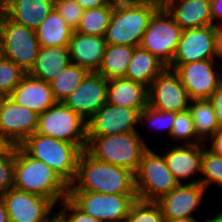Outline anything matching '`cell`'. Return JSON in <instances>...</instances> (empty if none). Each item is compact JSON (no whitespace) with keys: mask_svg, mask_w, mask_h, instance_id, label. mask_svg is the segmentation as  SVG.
Here are the masks:
<instances>
[{"mask_svg":"<svg viewBox=\"0 0 222 222\" xmlns=\"http://www.w3.org/2000/svg\"><path fill=\"white\" fill-rule=\"evenodd\" d=\"M19 146L29 156L47 164L69 185L74 181L82 152L75 144L34 133Z\"/></svg>","mask_w":222,"mask_h":222,"instance_id":"obj_5","label":"cell"},{"mask_svg":"<svg viewBox=\"0 0 222 222\" xmlns=\"http://www.w3.org/2000/svg\"><path fill=\"white\" fill-rule=\"evenodd\" d=\"M71 64L69 46H40L29 76L49 83Z\"/></svg>","mask_w":222,"mask_h":222,"instance_id":"obj_25","label":"cell"},{"mask_svg":"<svg viewBox=\"0 0 222 222\" xmlns=\"http://www.w3.org/2000/svg\"><path fill=\"white\" fill-rule=\"evenodd\" d=\"M36 133L75 144L86 150L87 121L62 102H57L38 116Z\"/></svg>","mask_w":222,"mask_h":222,"instance_id":"obj_6","label":"cell"},{"mask_svg":"<svg viewBox=\"0 0 222 222\" xmlns=\"http://www.w3.org/2000/svg\"><path fill=\"white\" fill-rule=\"evenodd\" d=\"M0 222H10L6 205L0 196Z\"/></svg>","mask_w":222,"mask_h":222,"instance_id":"obj_46","label":"cell"},{"mask_svg":"<svg viewBox=\"0 0 222 222\" xmlns=\"http://www.w3.org/2000/svg\"><path fill=\"white\" fill-rule=\"evenodd\" d=\"M142 110L105 103L87 121V136H109L138 131L136 126L140 125Z\"/></svg>","mask_w":222,"mask_h":222,"instance_id":"obj_15","label":"cell"},{"mask_svg":"<svg viewBox=\"0 0 222 222\" xmlns=\"http://www.w3.org/2000/svg\"><path fill=\"white\" fill-rule=\"evenodd\" d=\"M78 209L99 222H125L137 194H106L68 191L67 197Z\"/></svg>","mask_w":222,"mask_h":222,"instance_id":"obj_9","label":"cell"},{"mask_svg":"<svg viewBox=\"0 0 222 222\" xmlns=\"http://www.w3.org/2000/svg\"><path fill=\"white\" fill-rule=\"evenodd\" d=\"M211 11L214 26L218 27L222 24V1H211ZM219 20H221V23H219Z\"/></svg>","mask_w":222,"mask_h":222,"instance_id":"obj_42","label":"cell"},{"mask_svg":"<svg viewBox=\"0 0 222 222\" xmlns=\"http://www.w3.org/2000/svg\"><path fill=\"white\" fill-rule=\"evenodd\" d=\"M13 144L0 132V154L5 153Z\"/></svg>","mask_w":222,"mask_h":222,"instance_id":"obj_45","label":"cell"},{"mask_svg":"<svg viewBox=\"0 0 222 222\" xmlns=\"http://www.w3.org/2000/svg\"><path fill=\"white\" fill-rule=\"evenodd\" d=\"M2 13H3V3L2 0H0V17Z\"/></svg>","mask_w":222,"mask_h":222,"instance_id":"obj_49","label":"cell"},{"mask_svg":"<svg viewBox=\"0 0 222 222\" xmlns=\"http://www.w3.org/2000/svg\"><path fill=\"white\" fill-rule=\"evenodd\" d=\"M68 191L136 194L135 176L132 171L96 160L83 150L78 158L76 177Z\"/></svg>","mask_w":222,"mask_h":222,"instance_id":"obj_1","label":"cell"},{"mask_svg":"<svg viewBox=\"0 0 222 222\" xmlns=\"http://www.w3.org/2000/svg\"><path fill=\"white\" fill-rule=\"evenodd\" d=\"M14 145L0 154V195L14 187Z\"/></svg>","mask_w":222,"mask_h":222,"instance_id":"obj_37","label":"cell"},{"mask_svg":"<svg viewBox=\"0 0 222 222\" xmlns=\"http://www.w3.org/2000/svg\"><path fill=\"white\" fill-rule=\"evenodd\" d=\"M54 8L73 30L78 27L84 9L76 0H54Z\"/></svg>","mask_w":222,"mask_h":222,"instance_id":"obj_38","label":"cell"},{"mask_svg":"<svg viewBox=\"0 0 222 222\" xmlns=\"http://www.w3.org/2000/svg\"><path fill=\"white\" fill-rule=\"evenodd\" d=\"M36 112L13 102L9 97H0V132L15 146L36 133Z\"/></svg>","mask_w":222,"mask_h":222,"instance_id":"obj_17","label":"cell"},{"mask_svg":"<svg viewBox=\"0 0 222 222\" xmlns=\"http://www.w3.org/2000/svg\"><path fill=\"white\" fill-rule=\"evenodd\" d=\"M13 102L42 114L57 103L50 84L26 74L8 96Z\"/></svg>","mask_w":222,"mask_h":222,"instance_id":"obj_19","label":"cell"},{"mask_svg":"<svg viewBox=\"0 0 222 222\" xmlns=\"http://www.w3.org/2000/svg\"><path fill=\"white\" fill-rule=\"evenodd\" d=\"M108 80L89 72L78 87L62 102L88 121L107 101Z\"/></svg>","mask_w":222,"mask_h":222,"instance_id":"obj_16","label":"cell"},{"mask_svg":"<svg viewBox=\"0 0 222 222\" xmlns=\"http://www.w3.org/2000/svg\"><path fill=\"white\" fill-rule=\"evenodd\" d=\"M27 73L0 55V97H8Z\"/></svg>","mask_w":222,"mask_h":222,"instance_id":"obj_34","label":"cell"},{"mask_svg":"<svg viewBox=\"0 0 222 222\" xmlns=\"http://www.w3.org/2000/svg\"><path fill=\"white\" fill-rule=\"evenodd\" d=\"M206 188L201 183L179 184L169 193L160 197L156 203L160 206L164 220L181 217H193L204 198Z\"/></svg>","mask_w":222,"mask_h":222,"instance_id":"obj_18","label":"cell"},{"mask_svg":"<svg viewBox=\"0 0 222 222\" xmlns=\"http://www.w3.org/2000/svg\"><path fill=\"white\" fill-rule=\"evenodd\" d=\"M52 222H59L56 218Z\"/></svg>","mask_w":222,"mask_h":222,"instance_id":"obj_50","label":"cell"},{"mask_svg":"<svg viewBox=\"0 0 222 222\" xmlns=\"http://www.w3.org/2000/svg\"><path fill=\"white\" fill-rule=\"evenodd\" d=\"M111 1L112 0H76L84 10L105 6Z\"/></svg>","mask_w":222,"mask_h":222,"instance_id":"obj_43","label":"cell"},{"mask_svg":"<svg viewBox=\"0 0 222 222\" xmlns=\"http://www.w3.org/2000/svg\"><path fill=\"white\" fill-rule=\"evenodd\" d=\"M164 222H197V220L194 217H181L172 220H164Z\"/></svg>","mask_w":222,"mask_h":222,"instance_id":"obj_47","label":"cell"},{"mask_svg":"<svg viewBox=\"0 0 222 222\" xmlns=\"http://www.w3.org/2000/svg\"><path fill=\"white\" fill-rule=\"evenodd\" d=\"M134 49V46L107 45L97 73L107 80L125 77Z\"/></svg>","mask_w":222,"mask_h":222,"instance_id":"obj_28","label":"cell"},{"mask_svg":"<svg viewBox=\"0 0 222 222\" xmlns=\"http://www.w3.org/2000/svg\"><path fill=\"white\" fill-rule=\"evenodd\" d=\"M125 222H164V218L155 201L137 199L132 204Z\"/></svg>","mask_w":222,"mask_h":222,"instance_id":"obj_35","label":"cell"},{"mask_svg":"<svg viewBox=\"0 0 222 222\" xmlns=\"http://www.w3.org/2000/svg\"><path fill=\"white\" fill-rule=\"evenodd\" d=\"M210 140V151H212L215 155L222 158V128H219L209 139Z\"/></svg>","mask_w":222,"mask_h":222,"instance_id":"obj_41","label":"cell"},{"mask_svg":"<svg viewBox=\"0 0 222 222\" xmlns=\"http://www.w3.org/2000/svg\"><path fill=\"white\" fill-rule=\"evenodd\" d=\"M205 222H222V211L216 212L214 217L205 219Z\"/></svg>","mask_w":222,"mask_h":222,"instance_id":"obj_48","label":"cell"},{"mask_svg":"<svg viewBox=\"0 0 222 222\" xmlns=\"http://www.w3.org/2000/svg\"><path fill=\"white\" fill-rule=\"evenodd\" d=\"M3 13L17 24L36 30L54 8V0H2Z\"/></svg>","mask_w":222,"mask_h":222,"instance_id":"obj_23","label":"cell"},{"mask_svg":"<svg viewBox=\"0 0 222 222\" xmlns=\"http://www.w3.org/2000/svg\"><path fill=\"white\" fill-rule=\"evenodd\" d=\"M217 57L222 60V24L217 28Z\"/></svg>","mask_w":222,"mask_h":222,"instance_id":"obj_44","label":"cell"},{"mask_svg":"<svg viewBox=\"0 0 222 222\" xmlns=\"http://www.w3.org/2000/svg\"><path fill=\"white\" fill-rule=\"evenodd\" d=\"M73 31L55 8L35 30L42 47L69 46Z\"/></svg>","mask_w":222,"mask_h":222,"instance_id":"obj_27","label":"cell"},{"mask_svg":"<svg viewBox=\"0 0 222 222\" xmlns=\"http://www.w3.org/2000/svg\"><path fill=\"white\" fill-rule=\"evenodd\" d=\"M189 112L197 136L205 143L220 128L215 110L209 99L190 100Z\"/></svg>","mask_w":222,"mask_h":222,"instance_id":"obj_29","label":"cell"},{"mask_svg":"<svg viewBox=\"0 0 222 222\" xmlns=\"http://www.w3.org/2000/svg\"><path fill=\"white\" fill-rule=\"evenodd\" d=\"M14 188L50 199L55 205L68 197L69 184L44 162L14 145Z\"/></svg>","mask_w":222,"mask_h":222,"instance_id":"obj_2","label":"cell"},{"mask_svg":"<svg viewBox=\"0 0 222 222\" xmlns=\"http://www.w3.org/2000/svg\"><path fill=\"white\" fill-rule=\"evenodd\" d=\"M40 48L34 29L10 20L4 13L0 17V55L10 59L24 72L33 67Z\"/></svg>","mask_w":222,"mask_h":222,"instance_id":"obj_8","label":"cell"},{"mask_svg":"<svg viewBox=\"0 0 222 222\" xmlns=\"http://www.w3.org/2000/svg\"><path fill=\"white\" fill-rule=\"evenodd\" d=\"M0 196L10 222H52L56 218L55 214L51 216L55 204L48 198L14 187Z\"/></svg>","mask_w":222,"mask_h":222,"instance_id":"obj_12","label":"cell"},{"mask_svg":"<svg viewBox=\"0 0 222 222\" xmlns=\"http://www.w3.org/2000/svg\"><path fill=\"white\" fill-rule=\"evenodd\" d=\"M217 28L210 25L183 30L170 65L217 60Z\"/></svg>","mask_w":222,"mask_h":222,"instance_id":"obj_14","label":"cell"},{"mask_svg":"<svg viewBox=\"0 0 222 222\" xmlns=\"http://www.w3.org/2000/svg\"><path fill=\"white\" fill-rule=\"evenodd\" d=\"M204 143L182 144L171 147L163 154L166 164L179 184L201 172ZM182 180V181H181Z\"/></svg>","mask_w":222,"mask_h":222,"instance_id":"obj_22","label":"cell"},{"mask_svg":"<svg viewBox=\"0 0 222 222\" xmlns=\"http://www.w3.org/2000/svg\"><path fill=\"white\" fill-rule=\"evenodd\" d=\"M107 47L104 36L81 34L73 31L69 42L71 63L85 68L89 72H97Z\"/></svg>","mask_w":222,"mask_h":222,"instance_id":"obj_21","label":"cell"},{"mask_svg":"<svg viewBox=\"0 0 222 222\" xmlns=\"http://www.w3.org/2000/svg\"><path fill=\"white\" fill-rule=\"evenodd\" d=\"M170 139L180 141L183 144L204 143L195 132L194 122L189 110L176 112Z\"/></svg>","mask_w":222,"mask_h":222,"instance_id":"obj_33","label":"cell"},{"mask_svg":"<svg viewBox=\"0 0 222 222\" xmlns=\"http://www.w3.org/2000/svg\"><path fill=\"white\" fill-rule=\"evenodd\" d=\"M135 176L137 198L143 201H157L179 185L169 170L163 154L147 148L141 158Z\"/></svg>","mask_w":222,"mask_h":222,"instance_id":"obj_7","label":"cell"},{"mask_svg":"<svg viewBox=\"0 0 222 222\" xmlns=\"http://www.w3.org/2000/svg\"><path fill=\"white\" fill-rule=\"evenodd\" d=\"M60 203L62 208H59V211L55 213L59 222H99L91 215L85 214L78 209L68 198H65Z\"/></svg>","mask_w":222,"mask_h":222,"instance_id":"obj_39","label":"cell"},{"mask_svg":"<svg viewBox=\"0 0 222 222\" xmlns=\"http://www.w3.org/2000/svg\"><path fill=\"white\" fill-rule=\"evenodd\" d=\"M190 98L177 73L166 67L148 88V106L159 111L182 112Z\"/></svg>","mask_w":222,"mask_h":222,"instance_id":"obj_13","label":"cell"},{"mask_svg":"<svg viewBox=\"0 0 222 222\" xmlns=\"http://www.w3.org/2000/svg\"><path fill=\"white\" fill-rule=\"evenodd\" d=\"M205 145L206 144H204L203 147V156L201 161L200 174H202V178L198 180H191V182H187V184L201 183L206 190L209 185L212 184L222 187V158L207 149V145Z\"/></svg>","mask_w":222,"mask_h":222,"instance_id":"obj_32","label":"cell"},{"mask_svg":"<svg viewBox=\"0 0 222 222\" xmlns=\"http://www.w3.org/2000/svg\"><path fill=\"white\" fill-rule=\"evenodd\" d=\"M167 66L148 50L135 47L132 59L128 65L125 78L138 82L150 87L152 81L166 68Z\"/></svg>","mask_w":222,"mask_h":222,"instance_id":"obj_26","label":"cell"},{"mask_svg":"<svg viewBox=\"0 0 222 222\" xmlns=\"http://www.w3.org/2000/svg\"><path fill=\"white\" fill-rule=\"evenodd\" d=\"M215 110V115L217 117L219 127L222 128V82L218 85L217 90L209 98Z\"/></svg>","mask_w":222,"mask_h":222,"instance_id":"obj_40","label":"cell"},{"mask_svg":"<svg viewBox=\"0 0 222 222\" xmlns=\"http://www.w3.org/2000/svg\"><path fill=\"white\" fill-rule=\"evenodd\" d=\"M115 2L116 0H112L108 5L84 10L79 25L74 31L81 34L105 36Z\"/></svg>","mask_w":222,"mask_h":222,"instance_id":"obj_30","label":"cell"},{"mask_svg":"<svg viewBox=\"0 0 222 222\" xmlns=\"http://www.w3.org/2000/svg\"><path fill=\"white\" fill-rule=\"evenodd\" d=\"M182 32L183 29L161 5L152 15L139 46L168 67L172 63Z\"/></svg>","mask_w":222,"mask_h":222,"instance_id":"obj_10","label":"cell"},{"mask_svg":"<svg viewBox=\"0 0 222 222\" xmlns=\"http://www.w3.org/2000/svg\"><path fill=\"white\" fill-rule=\"evenodd\" d=\"M86 151L96 160L117 165L132 171L138 169L148 145L138 131L109 136H87Z\"/></svg>","mask_w":222,"mask_h":222,"instance_id":"obj_4","label":"cell"},{"mask_svg":"<svg viewBox=\"0 0 222 222\" xmlns=\"http://www.w3.org/2000/svg\"><path fill=\"white\" fill-rule=\"evenodd\" d=\"M176 119V112L159 111L147 106L140 112V124H148L149 127L157 130H166L167 136L171 135L174 120ZM145 122V124H144Z\"/></svg>","mask_w":222,"mask_h":222,"instance_id":"obj_36","label":"cell"},{"mask_svg":"<svg viewBox=\"0 0 222 222\" xmlns=\"http://www.w3.org/2000/svg\"><path fill=\"white\" fill-rule=\"evenodd\" d=\"M216 60H201L181 65H169L179 76L190 100L209 99L222 82V73L216 72ZM215 67V68H214Z\"/></svg>","mask_w":222,"mask_h":222,"instance_id":"obj_11","label":"cell"},{"mask_svg":"<svg viewBox=\"0 0 222 222\" xmlns=\"http://www.w3.org/2000/svg\"><path fill=\"white\" fill-rule=\"evenodd\" d=\"M89 73L88 70L71 63L61 73L52 79L49 84L57 102H63Z\"/></svg>","mask_w":222,"mask_h":222,"instance_id":"obj_31","label":"cell"},{"mask_svg":"<svg viewBox=\"0 0 222 222\" xmlns=\"http://www.w3.org/2000/svg\"><path fill=\"white\" fill-rule=\"evenodd\" d=\"M106 103L144 109L148 106V88L125 77L110 79Z\"/></svg>","mask_w":222,"mask_h":222,"instance_id":"obj_24","label":"cell"},{"mask_svg":"<svg viewBox=\"0 0 222 222\" xmlns=\"http://www.w3.org/2000/svg\"><path fill=\"white\" fill-rule=\"evenodd\" d=\"M162 5L183 30L214 25L210 0H162Z\"/></svg>","mask_w":222,"mask_h":222,"instance_id":"obj_20","label":"cell"},{"mask_svg":"<svg viewBox=\"0 0 222 222\" xmlns=\"http://www.w3.org/2000/svg\"><path fill=\"white\" fill-rule=\"evenodd\" d=\"M162 0H116L105 33L107 45L137 47Z\"/></svg>","mask_w":222,"mask_h":222,"instance_id":"obj_3","label":"cell"}]
</instances>
